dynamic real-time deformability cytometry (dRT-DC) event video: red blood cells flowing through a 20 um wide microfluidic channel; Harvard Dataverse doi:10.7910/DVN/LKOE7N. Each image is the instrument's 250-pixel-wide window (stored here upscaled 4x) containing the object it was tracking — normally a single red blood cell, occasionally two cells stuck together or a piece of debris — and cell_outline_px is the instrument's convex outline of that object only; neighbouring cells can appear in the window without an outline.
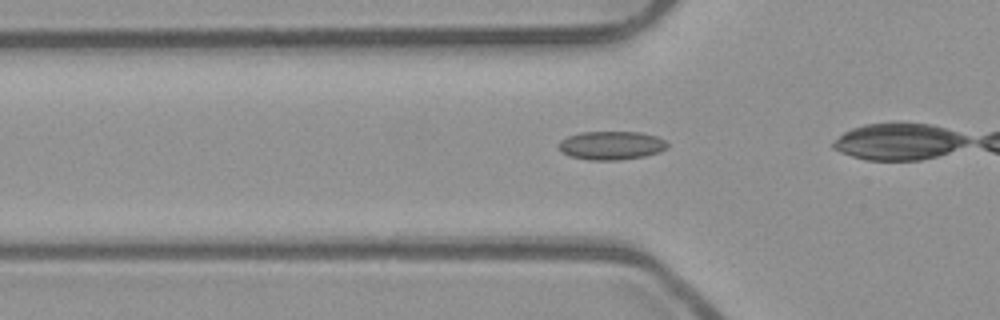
{"species": "common noctule bat (a hibernating species)", "species_latin": "Nyctalus noctula", "temperature_condition": "room temperature", "stored_images_in_passage": 20, "camera_frame_rate_fps": 3000, "um_per_image_px": 0.085, "animal": {"sex": "male", "body_mass_g": 23.1, "forearm_length_mm": 52.7}, "frame": {"image": 1, "passage_image": 3, "time_ms": 0.667, "image_size_px": [1000, 320], "cell_outline_px": [[668, 148], [660, 152], [644, 156], [620, 160], [588, 160], [568, 156], [560, 148], [560, 140], [568, 136], [580, 132], [640, 132], [656, 136], [664, 140], [668, 144]], "centroid_in_image_um": [51.98, 12.36], "position_along_channel_um": 73.8, "area_um2": 18.09}}
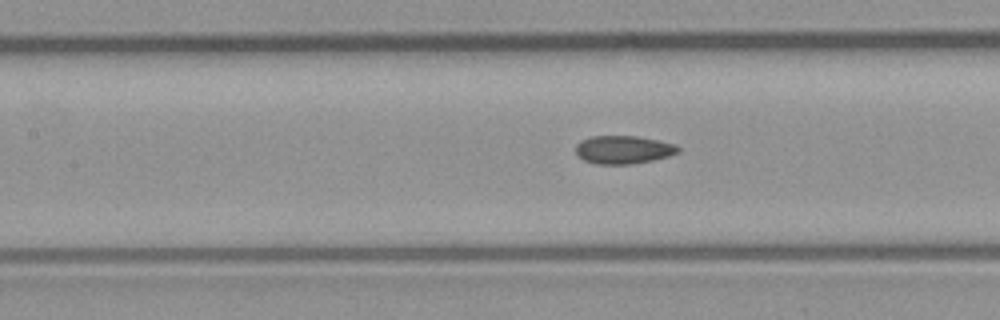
{"frame": {"image": 2, "passage_image": 9, "time_ms": 2.667, "image_size_px": [1000, 320], "cell_outline_px": [[680, 152], [668, 156], [652, 160], [632, 164], [596, 164], [584, 160], [576, 152], [576, 144], [580, 140], [592, 136], [636, 136], [676, 144], [680, 148]], "centroid_in_image_um": [52.99, 12.72], "position_along_channel_um": 154.4, "area_um2": 16.76}}
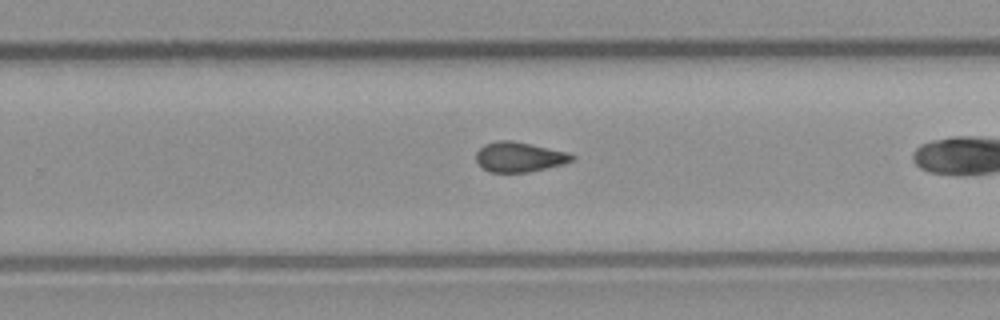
{"frame": {"image": 3, "passage_image": 19, "time_ms": 6.0, "image_size_px": [1000, 320], "cell_outline_px": [[576, 156], [572, 160], [564, 164], [528, 172], [492, 172], [484, 168], [476, 160], [476, 152], [484, 144], [496, 140], [512, 140], [564, 152]], "centroid_in_image_um": [44.1, 13.34], "position_along_channel_um": 285.7, "area_um2": 16.42}}